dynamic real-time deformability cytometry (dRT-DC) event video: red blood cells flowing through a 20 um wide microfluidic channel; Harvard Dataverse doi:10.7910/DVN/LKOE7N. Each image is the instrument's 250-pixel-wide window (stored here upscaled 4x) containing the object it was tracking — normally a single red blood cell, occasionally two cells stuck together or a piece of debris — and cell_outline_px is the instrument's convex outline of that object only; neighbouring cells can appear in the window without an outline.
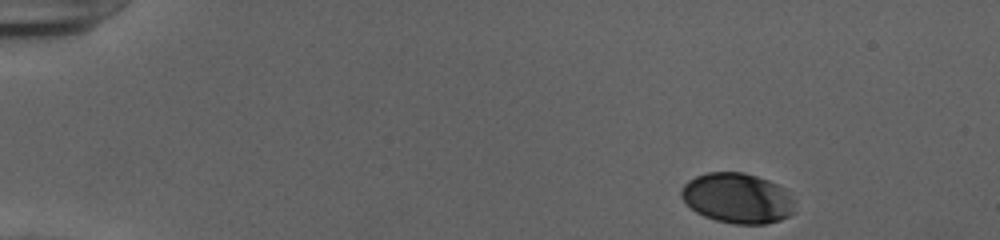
{"species": "human", "species_latin": "Homo sapiens", "temperature_condition": "cold", "stored_images_in_passage": 47, "camera_frame_rate_fps": 3000, "um_per_image_px": 0.085, "donor": {"sex": "female"}, "frame": {"image": 1, "passage_image": 1, "time_ms": 0.0, "image_size_px": [1000, 240], "cell_outline_px": [[796, 212], [780, 220], [764, 224], [736, 224], [716, 220], [704, 216], [696, 212], [680, 196], [680, 192], [684, 184], [688, 180], [696, 176], [708, 172], [744, 172], [768, 180], [784, 188], [796, 200]], "centroid_in_image_um": [62.72, 16.84], "position_along_channel_um": 22.3, "area_um2": 33.47}}
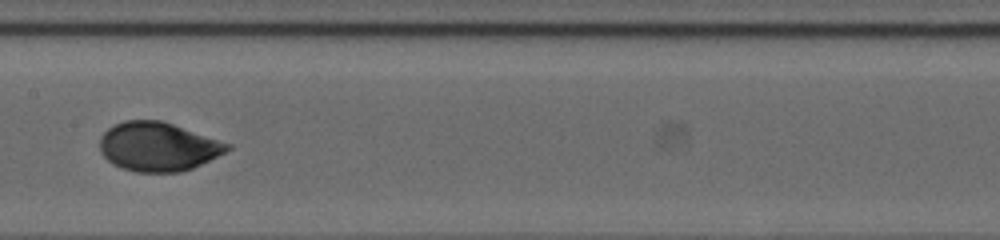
{"frame": {"image": 2, "passage_image": 23, "time_ms": 7.333, "image_size_px": [1000, 240], "cell_outline_px": [[232, 148], [192, 168], [180, 172], [136, 172], [112, 164], [100, 152], [100, 136], [108, 128], [124, 120], [160, 120], [232, 144]], "centroid_in_image_um": [13.41, 12.46], "position_along_channel_um": 194.0, "area_um2": 36.07}}
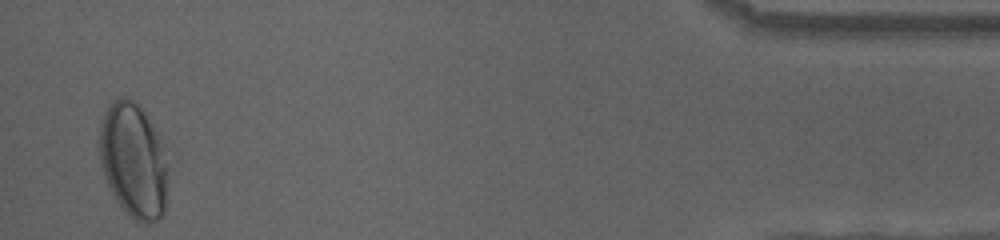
{"frame": {"image": 3, "passage_image": 46, "time_ms": 15.0, "image_size_px": [1000, 240], "cell_outline_px": [[172, 168], [164, 212], [156, 220], [148, 224], [140, 224], [120, 204], [112, 192], [104, 176], [100, 160], [100, 128], [104, 116], [112, 100], [120, 96], [124, 96], [132, 100], [140, 108], [148, 120]], "centroid_in_image_um": [11.39, 13.7], "position_along_channel_um": 423.8, "area_um2": 45.66}, "authors_computed_cell_mechanics": {"area_um2": 36.0672, "velocity_mm_per_s": 3.907, "shape_relaxation_time_tau1_ms": 3.294, "shape_relaxation_time_tau2_ms": null, "deformation_change_tau1": 0.1528, "deformation_change_tau2": null}}